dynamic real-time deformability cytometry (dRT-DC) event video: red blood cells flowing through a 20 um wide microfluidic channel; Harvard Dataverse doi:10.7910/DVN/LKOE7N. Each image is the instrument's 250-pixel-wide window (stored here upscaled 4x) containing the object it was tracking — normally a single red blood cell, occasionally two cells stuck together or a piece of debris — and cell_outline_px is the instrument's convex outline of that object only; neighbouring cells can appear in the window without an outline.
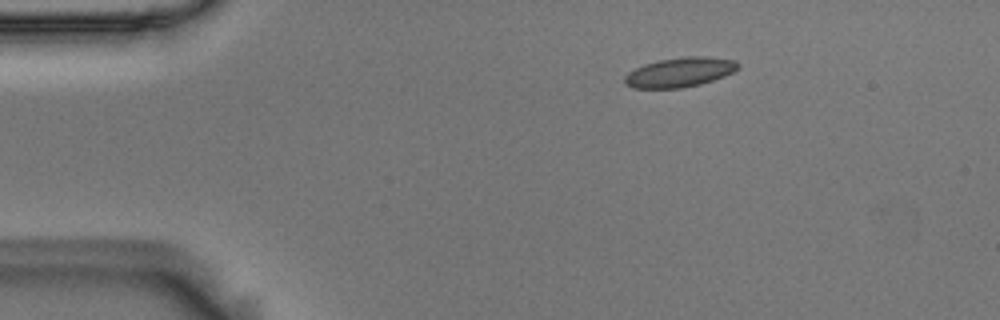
{"species": "Egyptian fruit bat (a non-hibernating species)", "species_latin": "Rousettus aegyptiacus", "temperature_condition": "room temperature", "stored_images_in_passage": 9, "camera_frame_rate_fps": 3000, "um_per_image_px": 0.085, "animal": {"sex": "male"}, "frame": {"image": 1, "passage_image": 1, "time_ms": 0.0, "image_size_px": [1000, 320], "cell_outline_px": [[740, 64], [732, 72], [724, 76], [700, 84], [680, 88], [632, 88], [624, 84], [624, 76], [628, 72], [644, 64], [660, 60], [684, 56], [704, 56], [732, 60]], "centroid_in_image_um": [57.72, 6.14], "position_along_channel_um": 27.3, "area_um2": 19.36}}